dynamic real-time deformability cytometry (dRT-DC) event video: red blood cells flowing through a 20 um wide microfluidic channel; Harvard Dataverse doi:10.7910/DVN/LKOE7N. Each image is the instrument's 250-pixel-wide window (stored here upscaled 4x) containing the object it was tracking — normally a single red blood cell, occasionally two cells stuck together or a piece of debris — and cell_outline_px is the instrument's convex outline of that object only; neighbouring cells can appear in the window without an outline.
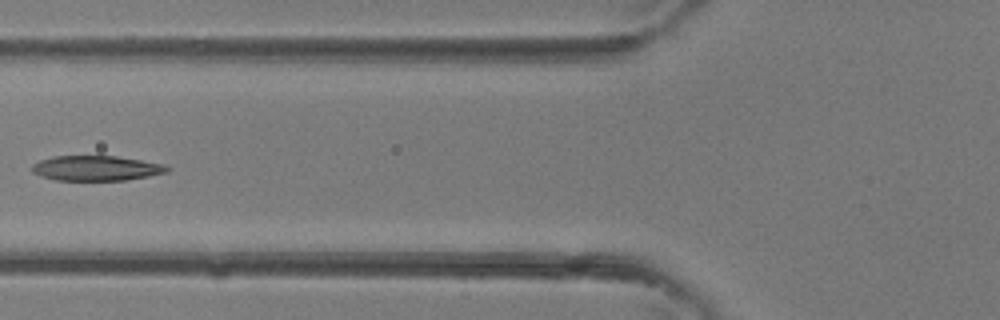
{"species": "common noctule bat (a hibernating species)", "species_latin": "Nyctalus noctula", "temperature_condition": "room temperature", "stored_images_in_passage": 4, "camera_frame_rate_fps": 3000, "um_per_image_px": 0.085, "animal": {"sex": "female"}, "frame": {"image": 1, "passage_image": 4, "time_ms": 1.0, "image_size_px": [1000, 320], "cell_outline_px": [[172, 168], [168, 172], [128, 180], [56, 180], [40, 176], [32, 172], [32, 164], [40, 160], [52, 156], [116, 156], [164, 164]], "centroid_in_image_um": [8.18, 14.3], "position_along_channel_um": 117.6, "area_um2": 19.77}}